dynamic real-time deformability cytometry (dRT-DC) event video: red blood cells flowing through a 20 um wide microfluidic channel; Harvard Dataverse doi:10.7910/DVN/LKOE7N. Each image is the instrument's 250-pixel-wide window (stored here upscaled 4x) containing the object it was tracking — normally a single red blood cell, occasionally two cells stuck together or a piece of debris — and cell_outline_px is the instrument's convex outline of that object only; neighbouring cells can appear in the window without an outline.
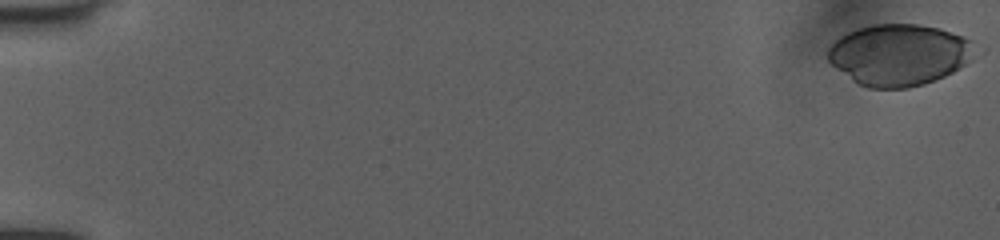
{"species": "human", "species_latin": "Homo sapiens", "temperature_condition": "room temperature", "stored_images_in_passage": 12, "camera_frame_rate_fps": 3000, "um_per_image_px": 0.085, "donor": {"sex": "female"}, "frame": {"image": 1, "passage_image": 1, "time_ms": 0.0, "image_size_px": [1000, 240], "cell_outline_px": [[972, 40], [964, 64], [952, 72], [944, 76], [924, 84], [908, 88], [868, 88], [852, 80], [832, 64], [828, 60], [828, 48], [840, 36], [856, 28], [872, 24], [916, 24], [940, 28], [964, 36]], "centroid_in_image_um": [76.34, 4.65], "position_along_channel_um": 8.7, "area_um2": 51.79}}